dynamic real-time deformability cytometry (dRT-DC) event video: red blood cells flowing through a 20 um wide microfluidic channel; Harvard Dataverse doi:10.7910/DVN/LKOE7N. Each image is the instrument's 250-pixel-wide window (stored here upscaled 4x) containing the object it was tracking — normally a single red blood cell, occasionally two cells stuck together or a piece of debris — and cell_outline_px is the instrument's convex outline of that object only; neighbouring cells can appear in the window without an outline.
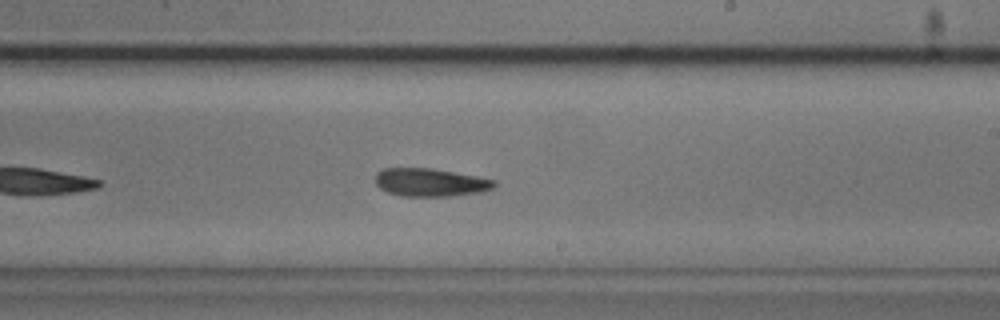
{"species": "common noctule bat (a hibernating species)", "species_latin": "Nyctalus noctula", "temperature_condition": "cold", "stored_images_in_passage": 42, "camera_frame_rate_fps": 3000, "um_per_image_px": 0.085, "animal": {"sex": "male", "body_mass_g": 20.5, "forearm_length_mm": 52.5}, "frame": {"image": 1, "passage_image": 19, "time_ms": 6.0, "image_size_px": [1000, 320], "cell_outline_px": [[496, 188], [480, 192], [448, 196], [400, 196], [388, 192], [380, 188], [376, 184], [376, 172], [384, 168], [432, 168], [476, 176], [496, 180]], "centroid_in_image_um": [36.59, 15.5], "position_along_channel_um": 252.4, "area_um2": 19.48}}
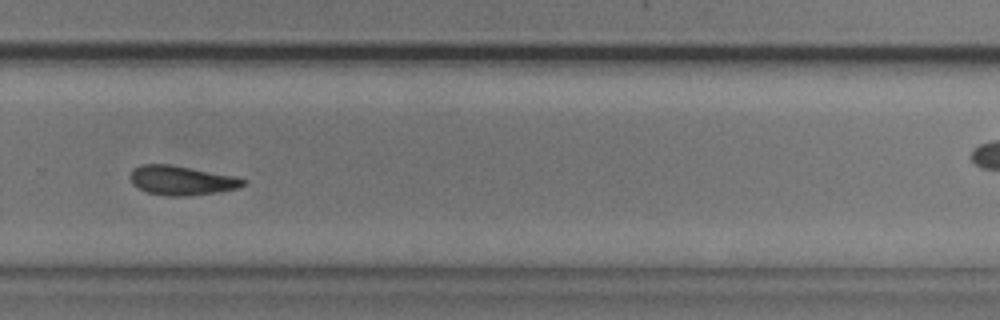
{"frame": {"image": 2, "passage_image": 24, "time_ms": 7.667, "image_size_px": [1000, 320], "cell_outline_px": [[248, 184], [240, 188], [216, 192], [184, 196], [164, 196], [148, 192], [132, 184], [132, 168], [140, 164], [168, 164], [236, 176], [248, 180]], "centroid_in_image_um": [15.49, 15.33], "position_along_channel_um": 314.3, "area_um2": 19.31}}
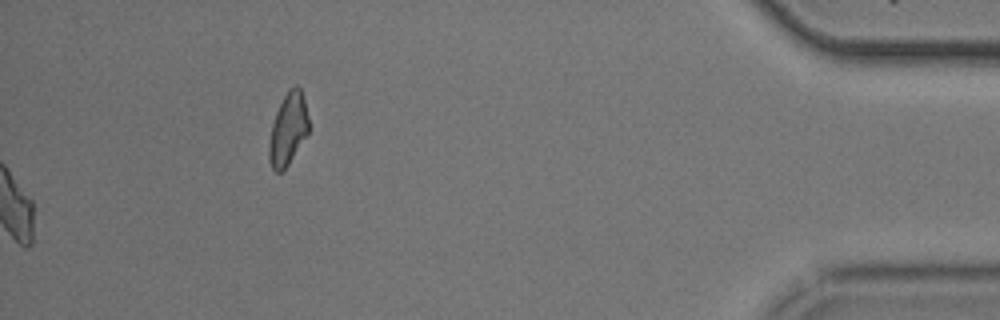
{"frame": {"image": 3, "passage_image": 42, "time_ms": 13.667, "image_size_px": [1000, 320], "cell_outline_px": [[308, 132], [288, 164], [280, 172], [276, 172], [272, 168], [268, 160], [268, 144], [272, 124], [276, 112], [288, 88], [296, 84], [300, 88], [304, 100], [308, 116]], "centroid_in_image_um": [24.46, 10.96], "position_along_channel_um": 410.7, "area_um2": 16.47}, "authors_computed_cell_mechanics": {"area_um2": 19.2763, "velocity_mm_per_s": 3.7361, "shape_relaxation_time_tau1_ms": null, "shape_relaxation_time_tau2_ms": 6.104, "deformation_change_tau1": null, "deformation_change_tau2": 0.1343}}